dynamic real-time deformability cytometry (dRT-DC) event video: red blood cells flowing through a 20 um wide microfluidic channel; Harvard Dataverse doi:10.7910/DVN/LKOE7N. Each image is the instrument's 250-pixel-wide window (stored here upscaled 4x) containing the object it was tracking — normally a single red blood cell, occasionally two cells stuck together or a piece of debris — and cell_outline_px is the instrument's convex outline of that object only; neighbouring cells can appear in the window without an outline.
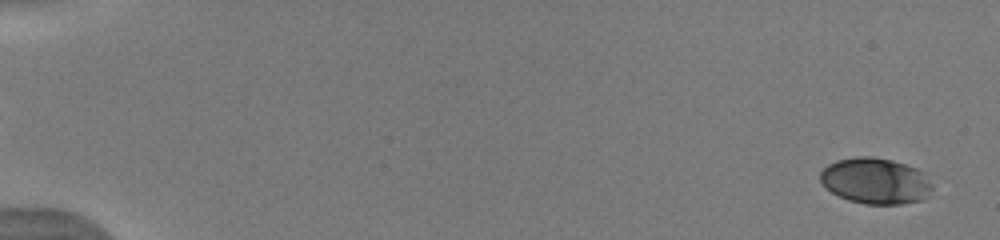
{"species": "human", "species_latin": "Homo sapiens", "temperature_condition": "warm", "stored_images_in_passage": 28, "camera_frame_rate_fps": 3000, "um_per_image_px": 0.085, "donor": {"sex": "male"}, "frame": {"image": 1, "passage_image": 3, "time_ms": 0.667, "image_size_px": [1000, 240], "cell_outline_px": [[932, 188], [928, 196], [920, 200], [900, 204], [864, 204], [848, 200], [824, 188], [820, 184], [820, 172], [828, 164], [836, 160], [856, 156], [872, 156], [892, 160], [916, 168], [924, 172], [932, 184]], "centroid_in_image_um": [74.39, 15.37], "position_along_channel_um": 10.6, "area_um2": 30.29}}
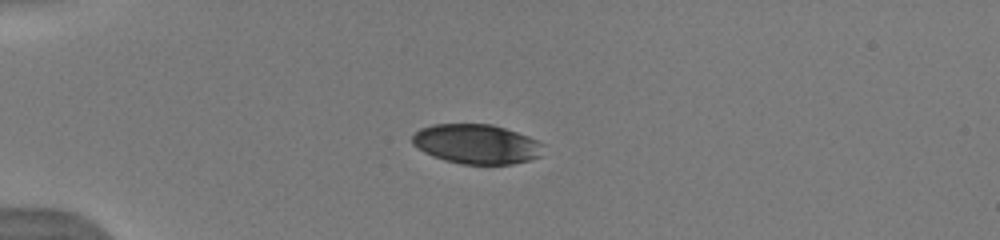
{"frame": {"image": 2, "passage_image": 15, "time_ms": 5.0, "image_size_px": [1000, 240], "cell_outline_px": [[544, 144], [540, 156], [528, 160], [512, 164], [460, 164], [444, 160], [432, 156], [424, 152], [412, 144], [412, 136], [420, 128], [432, 124], [492, 124], [528, 136]], "centroid_in_image_um": [40.48, 12.24], "position_along_channel_um": 44.5, "area_um2": 30.23}}
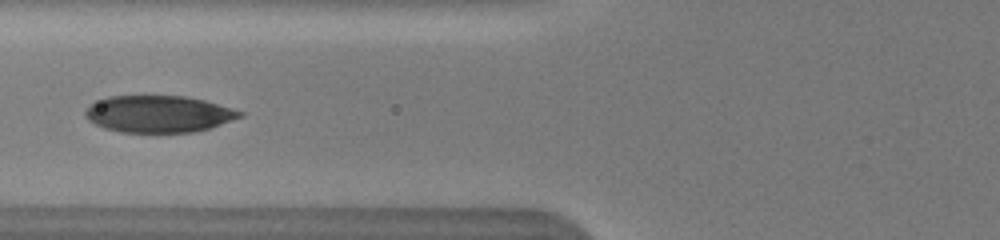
{"frame": {"image": 3, "passage_image": 20, "time_ms": 7.667, "image_size_px": [1000, 240], "cell_outline_px": [[244, 116], [196, 132], [120, 132], [104, 128], [88, 120], [84, 116], [84, 112], [88, 104], [96, 100], [108, 96], [184, 96], [204, 100], [232, 108], [244, 112]], "centroid_in_image_um": [13.44, 9.68], "position_along_channel_um": 112.4, "area_um2": 33.29}}